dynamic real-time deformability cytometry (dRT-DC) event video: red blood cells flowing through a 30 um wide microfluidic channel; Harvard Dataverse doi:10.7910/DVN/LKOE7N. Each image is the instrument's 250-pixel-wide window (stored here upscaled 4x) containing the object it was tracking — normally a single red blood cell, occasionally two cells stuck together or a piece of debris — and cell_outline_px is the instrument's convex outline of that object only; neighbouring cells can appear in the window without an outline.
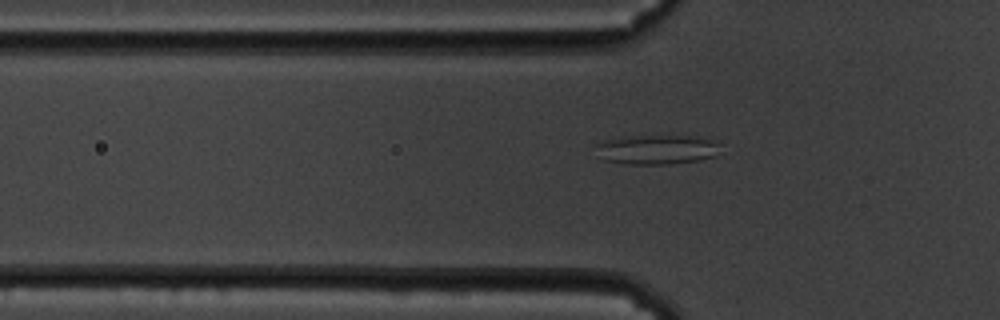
{"species": "common noctule bat (a hibernating species)", "species_latin": "Nyctalus noctula", "temperature_condition": "cold", "stored_images_in_passage": 60, "camera_frame_rate_fps": 3000, "um_per_image_px": 0.085, "animal": {"sex": "male", "body_mass_g": 19.5, "forearm_length_mm": 54.6}, "frame": {"image": 1, "passage_image": 20, "time_ms": 6.333, "image_size_px": [1000, 320], "cell_outline_px": [[720, 144], [716, 156], [700, 160], [668, 164], [624, 164], [604, 160], [592, 144], [600, 140], [640, 136], [688, 132], [708, 136]], "centroid_in_image_um": [55.93, 12.65], "position_along_channel_um": 69.9, "area_um2": 22.72}}
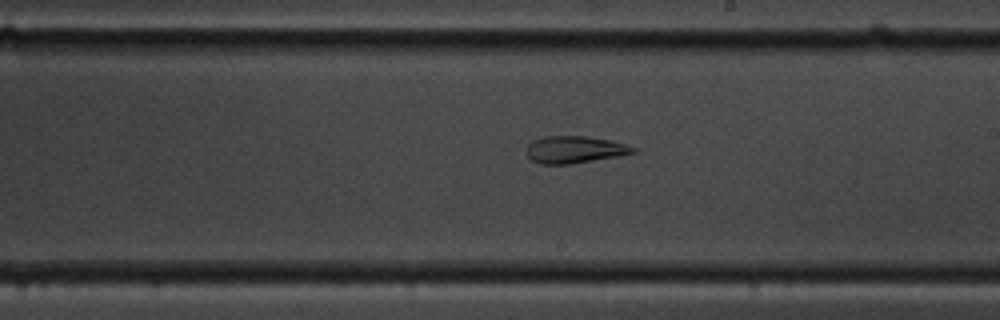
{"frame": {"image": 2, "passage_image": 35, "time_ms": 11.333, "image_size_px": [1000, 320], "cell_outline_px": [[636, 152], [620, 156], [568, 164], [540, 164], [532, 160], [528, 156], [528, 144], [532, 140], [544, 136], [584, 136], [608, 140], [624, 144], [636, 148]], "centroid_in_image_um": [48.83, 12.71], "position_along_channel_um": 240.2, "area_um2": 16.65}}
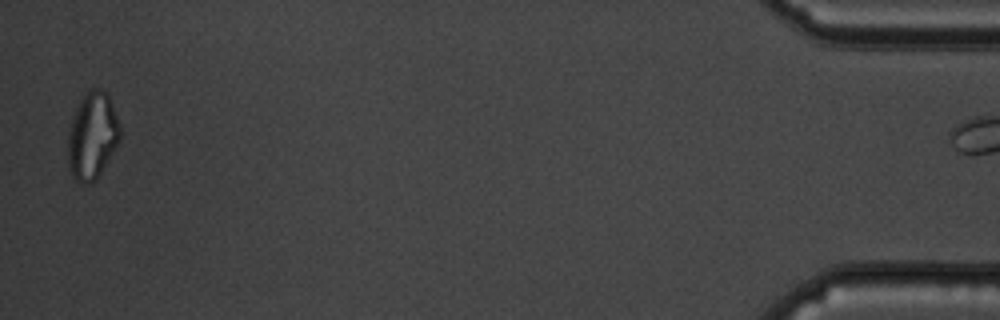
{"frame": {"image": 3, "passage_image": 59, "time_ms": 19.333, "image_size_px": [1000, 320], "cell_outline_px": [[120, 140], [96, 180], [88, 184], [84, 184], [76, 180], [72, 176], [68, 168], [68, 132], [72, 116], [80, 100], [92, 88], [100, 88], [108, 96], [120, 124]], "centroid_in_image_um": [7.83, 11.57], "position_along_channel_um": 427.4, "area_um2": 26.3}}